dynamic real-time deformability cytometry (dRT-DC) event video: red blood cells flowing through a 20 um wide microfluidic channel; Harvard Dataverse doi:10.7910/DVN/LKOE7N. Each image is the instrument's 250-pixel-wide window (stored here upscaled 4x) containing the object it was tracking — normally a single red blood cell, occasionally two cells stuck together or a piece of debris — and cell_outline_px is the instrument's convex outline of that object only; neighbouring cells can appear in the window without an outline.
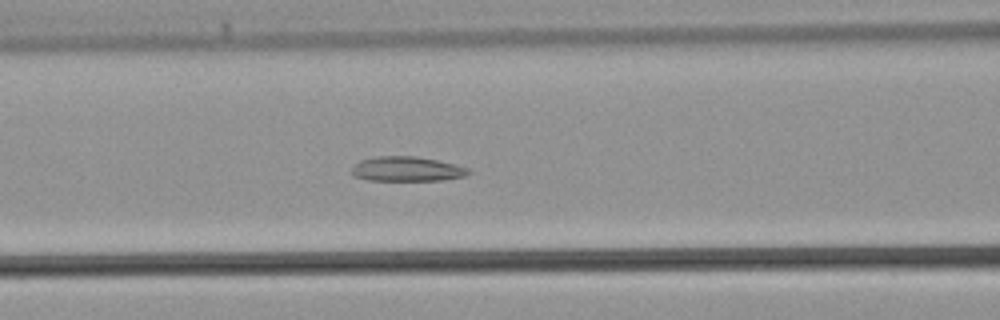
{"species": "common noctule bat (a hibernating species)", "species_latin": "Nyctalus noctula", "temperature_condition": "warm", "stored_images_in_passage": 29, "camera_frame_rate_fps": 3000, "um_per_image_px": 0.085, "animal": {"sex": "male", "body_mass_g": 21.5, "forearm_length_mm": 52.0}, "frame": {"image": 1, "passage_image": 10, "time_ms": 3.0, "image_size_px": [1000, 320], "cell_outline_px": [[472, 172], [464, 176], [444, 180], [368, 180], [352, 176], [352, 168], [360, 160], [376, 156], [416, 156], [436, 160], [468, 168]], "centroid_in_image_um": [34.56, 14.36], "position_along_channel_um": 132.0, "area_um2": 16.7}}
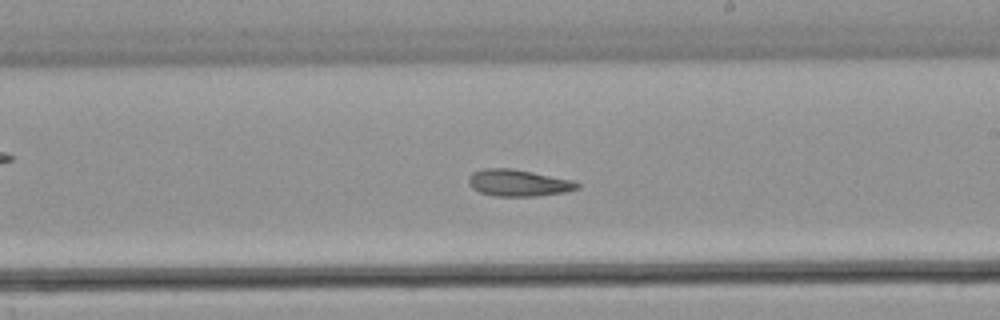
{"frame": {"image": 2, "passage_image": 17, "time_ms": 5.333, "image_size_px": [1000, 320], "cell_outline_px": [[580, 188], [564, 192], [536, 196], [496, 196], [480, 192], [472, 188], [468, 184], [468, 176], [472, 172], [484, 168], [512, 168], [572, 180], [580, 184]], "centroid_in_image_um": [44.03, 15.54], "position_along_channel_um": 245.0, "area_um2": 16.94}}
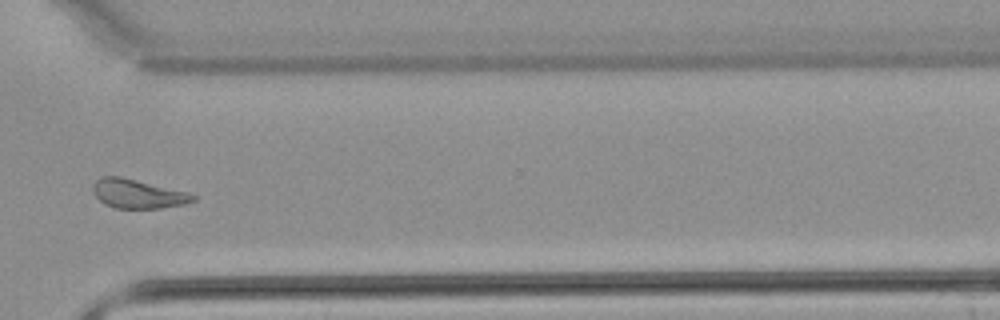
{"frame": {"image": 3, "passage_image": 24, "time_ms": 7.667, "image_size_px": [1000, 320], "cell_outline_px": [[196, 200], [184, 204], [160, 208], [116, 208], [104, 204], [96, 196], [92, 188], [92, 184], [96, 180], [104, 176], [120, 176], [188, 192], [196, 196]], "centroid_in_image_um": [11.71, 16.47], "position_along_channel_um": 358.9, "area_um2": 16.82}}